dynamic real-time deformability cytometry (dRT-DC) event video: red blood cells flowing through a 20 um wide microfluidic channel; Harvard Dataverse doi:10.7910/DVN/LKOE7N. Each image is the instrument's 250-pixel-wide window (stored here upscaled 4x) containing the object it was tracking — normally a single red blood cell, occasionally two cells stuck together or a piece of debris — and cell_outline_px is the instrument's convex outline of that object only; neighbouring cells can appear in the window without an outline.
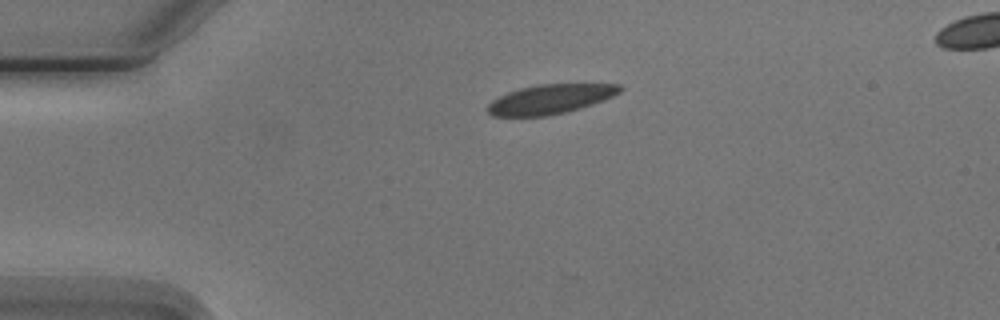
{"species": "Egyptian fruit bat (a non-hibernating species)", "species_latin": "Rousettus aegyptiacus", "temperature_condition": "cold", "stored_images_in_passage": 3, "camera_frame_rate_fps": 3000, "um_per_image_px": 0.085, "animal": {"sex": "male"}, "frame": {"image": 1, "passage_image": 1, "time_ms": 0.0, "image_size_px": [1000, 320], "cell_outline_px": [[624, 88], [620, 92], [604, 100], [568, 112], [548, 116], [492, 116], [484, 108], [492, 100], [508, 92], [520, 88], [540, 84], [620, 84]], "centroid_in_image_um": [46.76, 8.43], "position_along_channel_um": 38.2, "area_um2": 22.77}}